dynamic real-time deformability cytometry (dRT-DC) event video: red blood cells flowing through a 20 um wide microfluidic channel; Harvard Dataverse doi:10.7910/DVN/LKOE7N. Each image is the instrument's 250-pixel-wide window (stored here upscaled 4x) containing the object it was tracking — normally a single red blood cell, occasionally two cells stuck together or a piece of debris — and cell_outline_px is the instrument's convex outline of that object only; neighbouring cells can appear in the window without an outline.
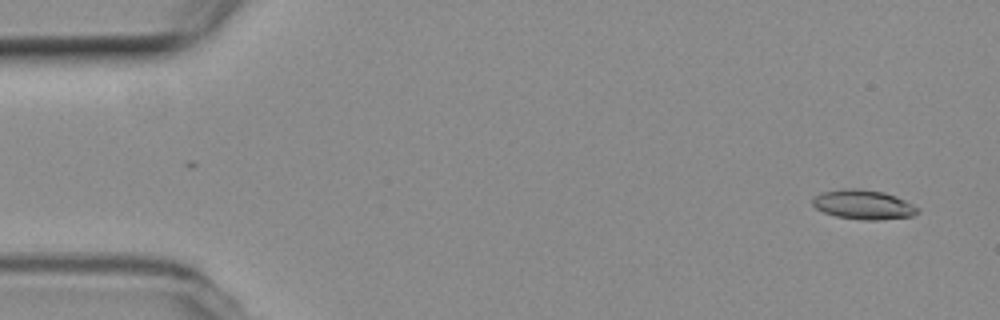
{"species": "common noctule bat (a hibernating species)", "species_latin": "Nyctalus noctula", "temperature_condition": "room temperature", "stored_images_in_passage": 54, "camera_frame_rate_fps": 3000, "um_per_image_px": 0.085, "animal": {"sex": "female", "body_mass_g": 19.3, "forearm_length_mm": 54.1}, "frame": {"image": 1, "passage_image": 2, "time_ms": 0.333, "image_size_px": [1000, 320], "cell_outline_px": [[920, 212], [912, 216], [880, 220], [864, 220], [836, 216], [824, 212], [816, 208], [812, 204], [812, 196], [820, 192], [844, 188], [860, 188], [884, 192], [904, 200], [920, 208]], "centroid_in_image_um": [73.37, 17.38], "position_along_channel_um": 11.6, "area_um2": 18.21}}
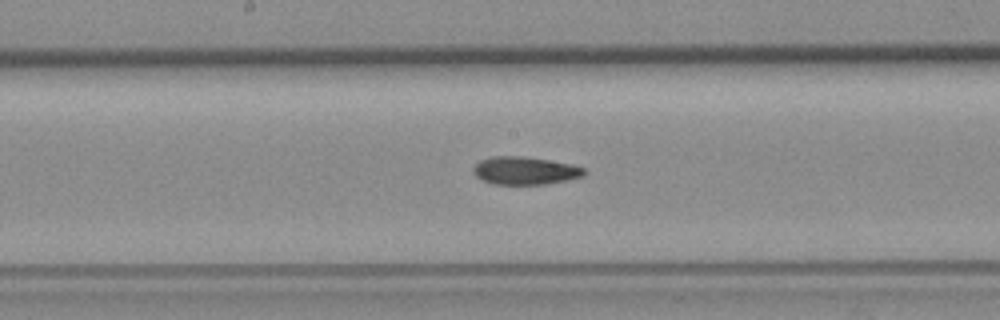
{"frame": {"image": 2, "passage_image": 27, "time_ms": 8.667, "image_size_px": [1000, 320], "cell_outline_px": [[584, 176], [568, 180], [548, 184], [492, 184], [476, 176], [472, 172], [472, 168], [480, 160], [492, 156], [520, 156], [548, 160], [572, 164], [584, 168]], "centroid_in_image_um": [44.61, 14.51], "position_along_channel_um": 203.6, "area_um2": 17.98}}
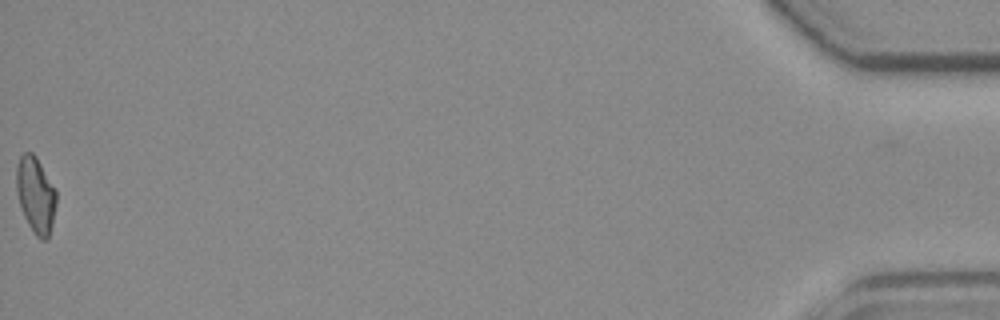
{"frame": {"image": 3, "passage_image": 54, "time_ms": 17.667, "image_size_px": [1000, 320], "cell_outline_px": [[56, 204], [52, 224], [48, 240], [40, 240], [36, 236], [28, 224], [20, 208], [16, 192], [16, 168], [20, 156], [24, 152], [32, 152], [36, 156], [56, 188]], "centroid_in_image_um": [3.03, 16.57], "position_along_channel_um": 432.2, "area_um2": 17.98}, "authors_computed_cell_mechanics": {"area_um2": 17.8313, "velocity_mm_per_s": 3.747, "shape_relaxation_time_tau1_ms": 8.8908, "shape_relaxation_time_tau2_ms": 4.7743, "deformation_change_tau1": 0.2026, "deformation_change_tau2": 0.1199}}